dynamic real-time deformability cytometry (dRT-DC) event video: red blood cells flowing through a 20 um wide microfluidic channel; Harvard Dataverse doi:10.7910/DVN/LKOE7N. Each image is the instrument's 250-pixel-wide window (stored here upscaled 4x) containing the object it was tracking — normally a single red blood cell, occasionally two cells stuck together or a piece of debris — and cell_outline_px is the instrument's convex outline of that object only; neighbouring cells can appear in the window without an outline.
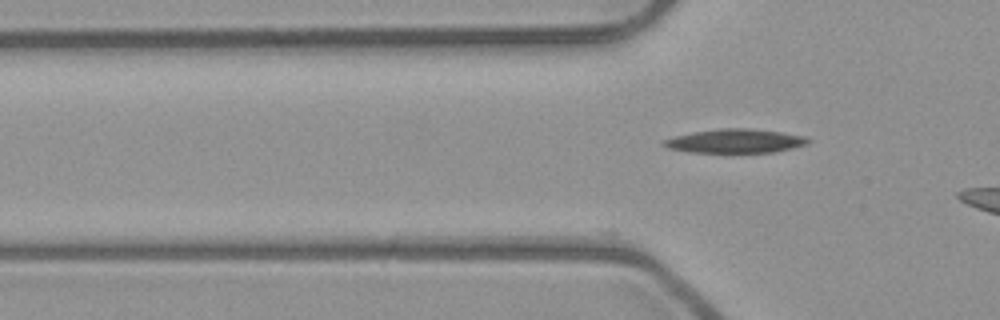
{"species": "common noctule bat (a hibernating species)", "species_latin": "Nyctalus noctula", "temperature_condition": "room temperature", "stored_images_in_passage": 12, "camera_frame_rate_fps": 3000, "um_per_image_px": 0.085, "animal": {"sex": "male", "body_mass_g": 23.1, "forearm_length_mm": 52.7}, "frame": {"image": 1, "passage_image": 12, "time_ms": 3.667, "image_size_px": [1000, 320], "cell_outline_px": [[812, 140], [808, 144], [776, 152], [688, 152], [668, 148], [664, 144], [664, 140], [676, 136], [696, 132], [720, 128], [748, 128], [780, 132], [804, 136]], "centroid_in_image_um": [62.56, 11.99], "position_along_channel_um": 63.2, "area_um2": 19.83}}